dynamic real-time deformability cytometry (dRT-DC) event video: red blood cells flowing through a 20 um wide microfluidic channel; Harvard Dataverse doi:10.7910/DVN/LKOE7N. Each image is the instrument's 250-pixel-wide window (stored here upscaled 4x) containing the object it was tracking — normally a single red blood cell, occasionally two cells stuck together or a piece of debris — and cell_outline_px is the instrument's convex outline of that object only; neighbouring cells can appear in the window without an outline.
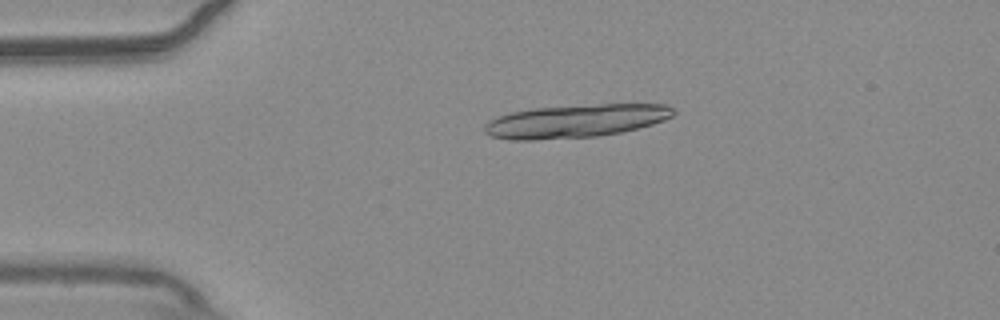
{"species": "common noctule bat (a hibernating species)", "species_latin": "Nyctalus noctula", "temperature_condition": "warm", "stored_images_in_passage": 18, "camera_frame_rate_fps": 3000, "um_per_image_px": 0.085, "animal": {"sex": "male", "body_mass_g": 20.4}, "frame": {"image": 1, "passage_image": 11, "time_ms": 3.333, "image_size_px": [1000, 320], "cell_outline_px": [[676, 112], [672, 116], [664, 120], [652, 124], [620, 132], [596, 136], [532, 140], [512, 140], [492, 136], [484, 132], [484, 124], [488, 120], [512, 112], [536, 108], [600, 104], [668, 104]], "centroid_in_image_um": [48.93, 10.28], "position_along_channel_um": 36.1, "area_um2": 36.18}}